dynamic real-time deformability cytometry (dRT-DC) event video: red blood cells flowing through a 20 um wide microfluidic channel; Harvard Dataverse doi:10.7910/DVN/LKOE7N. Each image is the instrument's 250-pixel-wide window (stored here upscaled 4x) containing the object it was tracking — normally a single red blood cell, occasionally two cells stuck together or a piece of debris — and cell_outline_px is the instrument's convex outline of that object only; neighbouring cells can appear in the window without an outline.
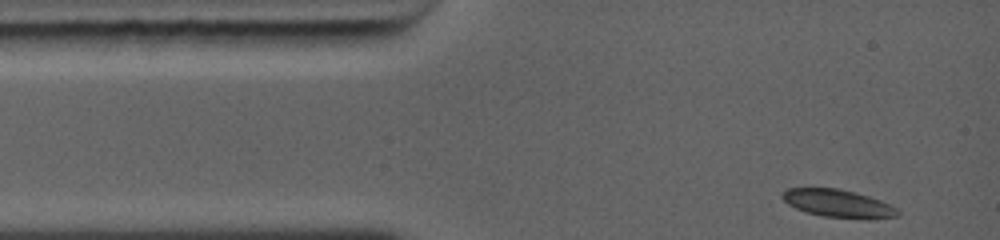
{"species": "common noctule bat (a hibernating species)", "species_latin": "Nyctalus noctula", "temperature_condition": "warm", "stored_images_in_passage": 4, "camera_frame_rate_fps": 5000, "um_per_image_px": 0.085, "animal": {"sex": "female", "body_mass_g": 19.0, "forearm_length_mm": 56.7}, "frame": {"image": 1, "passage_image": 1, "time_ms": 0.0, "image_size_px": [1000, 240], "cell_outline_px": [[900, 216], [868, 220], [820, 216], [796, 208], [788, 204], [780, 196], [788, 188], [840, 188], [868, 196], [880, 200], [896, 208], [900, 212]], "centroid_in_image_um": [71.28, 17.31], "position_along_channel_um": 13.7, "area_um2": 18.84}}
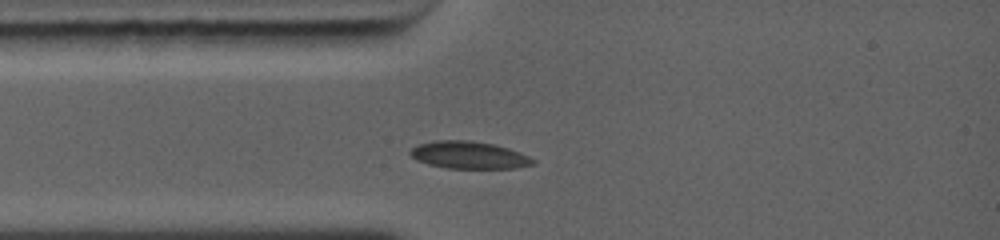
{"frame": {"image": 2, "passage_image": 4, "time_ms": 1.8, "image_size_px": [1000, 240], "cell_outline_px": [[536, 164], [516, 168], [448, 168], [428, 164], [416, 160], [408, 152], [412, 148], [420, 144], [432, 140], [472, 140], [496, 144], [520, 152], [536, 160]], "centroid_in_image_um": [39.88, 13.17], "position_along_channel_um": 45.1, "area_um2": 19.71}}